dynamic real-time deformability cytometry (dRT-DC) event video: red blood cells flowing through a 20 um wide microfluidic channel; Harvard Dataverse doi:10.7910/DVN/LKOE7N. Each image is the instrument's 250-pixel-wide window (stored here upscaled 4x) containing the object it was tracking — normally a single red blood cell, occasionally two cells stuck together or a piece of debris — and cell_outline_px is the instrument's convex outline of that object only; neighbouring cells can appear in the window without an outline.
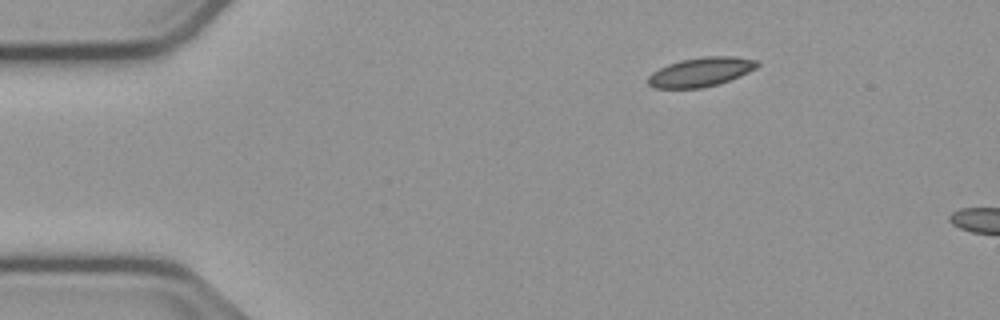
{"species": "common noctule bat (a hibernating species)", "species_latin": "Nyctalus noctula", "temperature_condition": "cold", "stored_images_in_passage": 5, "camera_frame_rate_fps": 3000, "um_per_image_px": 0.085, "animal": {"sex": "male", "body_mass_g": 23.1, "forearm_length_mm": 52.7}, "frame": {"image": 1, "passage_image": 1, "time_ms": 0.0, "image_size_px": [1000, 320], "cell_outline_px": [[760, 64], [756, 68], [740, 76], [720, 84], [700, 88], [656, 88], [648, 84], [648, 76], [652, 72], [668, 64], [680, 60], [704, 56], [732, 56], [756, 60]], "centroid_in_image_um": [59.57, 6.12], "position_along_channel_um": 25.4, "area_um2": 18.55}}